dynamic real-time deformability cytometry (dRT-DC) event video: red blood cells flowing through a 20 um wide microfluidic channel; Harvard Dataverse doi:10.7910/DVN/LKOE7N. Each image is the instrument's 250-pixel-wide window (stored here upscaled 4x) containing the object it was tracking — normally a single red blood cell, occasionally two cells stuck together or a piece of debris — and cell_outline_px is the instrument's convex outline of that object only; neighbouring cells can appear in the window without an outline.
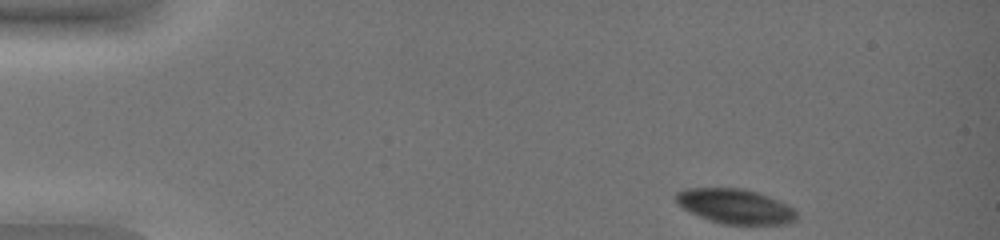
{"species": "common noctule bat (a hibernating species)", "species_latin": "Nyctalus noctula", "temperature_condition": "warm", "stored_images_in_passage": 44, "camera_frame_rate_fps": 3000, "um_per_image_px": 0.085, "animal": {"sex": "female", "body_mass_g": 19.0, "forearm_length_mm": 51.5}, "frame": {"image": 1, "passage_image": 1, "time_ms": 0.0, "image_size_px": [1000, 240], "cell_outline_px": [[796, 220], [788, 224], [720, 224], [700, 216], [684, 208], [676, 200], [676, 192], [684, 188], [744, 188], [768, 196], [788, 204], [796, 212]], "centroid_in_image_um": [62.52, 17.53], "position_along_channel_um": 22.5, "area_um2": 24.28}}
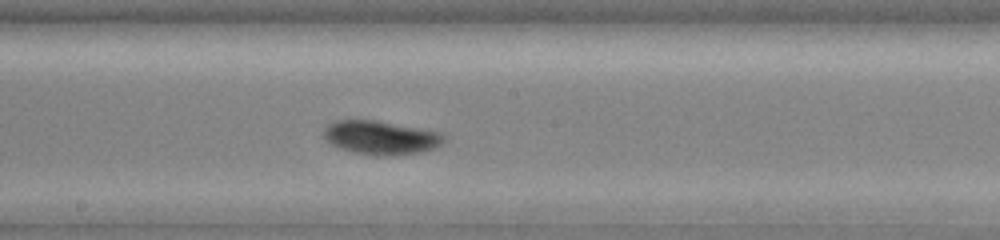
{"frame": {"image": 2, "passage_image": 24, "time_ms": 7.667, "image_size_px": [1000, 240], "cell_outline_px": [[448, 136], [436, 148], [420, 152], [392, 156], [376, 156], [356, 152], [340, 148], [324, 140], [324, 128], [328, 124], [336, 120], [376, 120], [428, 128], [444, 132]], "centroid_in_image_um": [32.45, 11.68], "position_along_channel_um": 215.7, "area_um2": 24.22}}
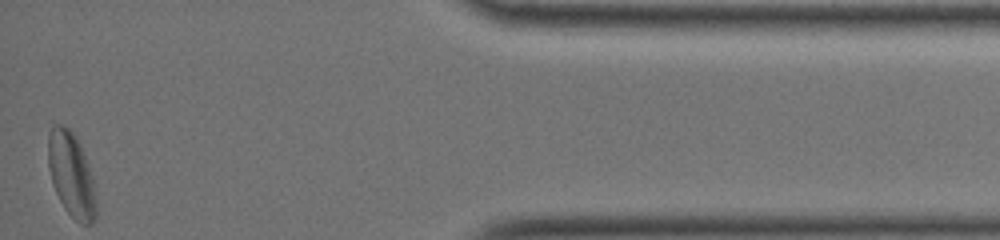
{"frame": {"image": 3, "passage_image": 44, "time_ms": 14.333, "image_size_px": [1000, 240], "cell_outline_px": [[96, 216], [92, 224], [80, 224], [64, 208], [52, 184], [48, 168], [48, 132], [52, 124], [64, 124], [76, 136], [80, 144], [88, 164], [92, 176], [96, 204]], "centroid_in_image_um": [6.04, 14.82], "position_along_channel_um": 429.2, "area_um2": 23.76}, "authors_computed_cell_mechanics": {"area_um2": 24.4205, "velocity_mm_per_s": 3.8458, "shape_relaxation_time_tau1_ms": 1.2797, "shape_relaxation_time_tau2_ms": 5.1249, "deformation_change_tau1": 0.0604, "deformation_change_tau2": 0.0906}}